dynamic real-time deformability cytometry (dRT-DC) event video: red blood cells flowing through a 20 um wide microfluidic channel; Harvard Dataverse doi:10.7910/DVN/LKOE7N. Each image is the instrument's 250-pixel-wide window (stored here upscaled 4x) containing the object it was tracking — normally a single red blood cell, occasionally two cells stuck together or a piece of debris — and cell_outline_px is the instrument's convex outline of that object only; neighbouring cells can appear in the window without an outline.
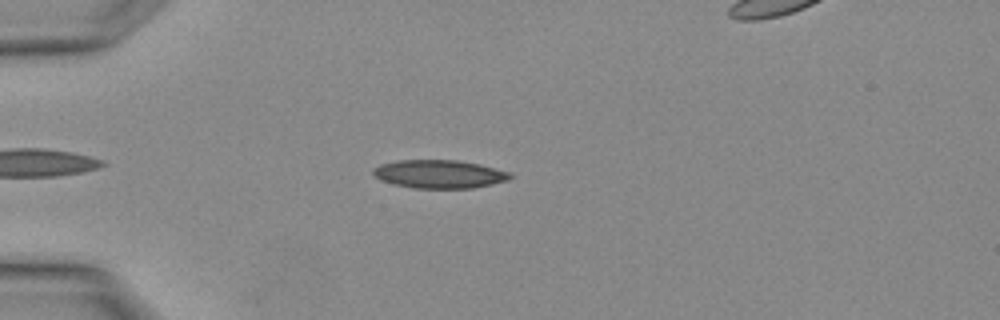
{"species": "Egyptian fruit bat (a non-hibernating species)", "species_latin": "Rousettus aegyptiacus", "temperature_condition": "warm", "stored_images_in_passage": 2, "camera_frame_rate_fps": 3000, "um_per_image_px": 0.085, "animal": {"sex": "female"}, "frame": {"image": 1, "passage_image": 2, "time_ms": 0.333, "image_size_px": [1000, 320], "cell_outline_px": [[512, 176], [508, 180], [492, 184], [472, 188], [412, 188], [392, 184], [380, 180], [372, 172], [372, 168], [380, 164], [396, 160], [456, 160], [480, 164], [512, 172]], "centroid_in_image_um": [37.33, 14.79], "position_along_channel_um": 47.7, "area_um2": 22.77}}